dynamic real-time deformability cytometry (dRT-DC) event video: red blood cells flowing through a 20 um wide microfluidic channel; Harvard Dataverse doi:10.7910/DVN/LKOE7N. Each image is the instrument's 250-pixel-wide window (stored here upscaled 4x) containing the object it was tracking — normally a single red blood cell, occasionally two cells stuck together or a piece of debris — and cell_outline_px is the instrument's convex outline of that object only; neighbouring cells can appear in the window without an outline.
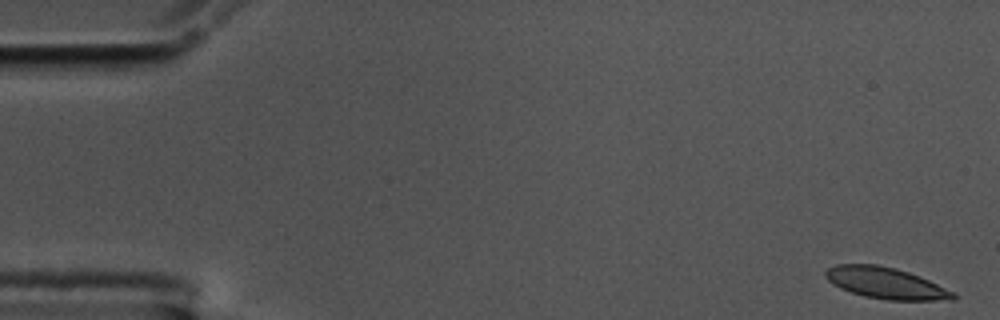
{"species": "common noctule bat (a hibernating species)", "species_latin": "Nyctalus noctula", "temperature_condition": "cold", "stored_images_in_passage": 56, "camera_frame_rate_fps": 3000, "um_per_image_px": 0.085, "animal": {"sex": "male", "body_mass_g": 17.5, "forearm_length_mm": 52.3}, "frame": {"image": 1, "passage_image": 1, "time_ms": 0.0, "image_size_px": [1000, 320], "cell_outline_px": [[956, 296], [952, 300], [888, 300], [864, 296], [840, 288], [832, 284], [824, 276], [824, 272], [828, 268], [836, 264], [876, 264], [896, 268], [920, 276], [956, 292]], "centroid_in_image_um": [75.29, 24.06], "position_along_channel_um": 9.7, "area_um2": 23.41}}
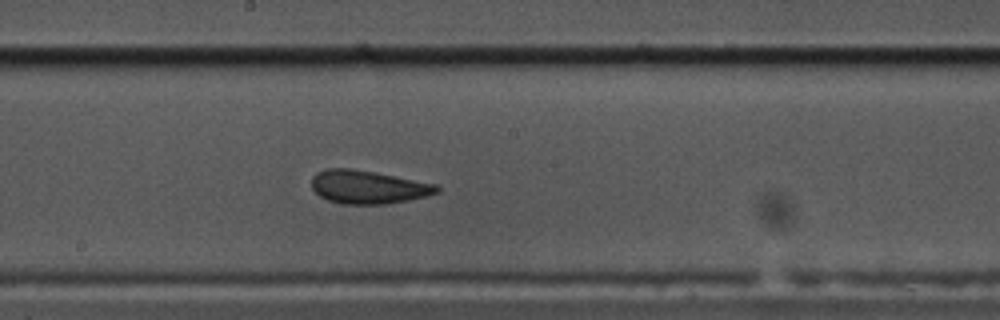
{"frame": {"image": 2, "passage_image": 30, "time_ms": 9.667, "image_size_px": [1000, 320], "cell_outline_px": [[440, 192], [428, 196], [388, 204], [340, 204], [328, 200], [320, 196], [312, 188], [312, 176], [316, 172], [324, 168], [352, 168], [440, 184]], "centroid_in_image_um": [31.32, 15.89], "position_along_channel_um": 216.9, "area_um2": 24.68}}
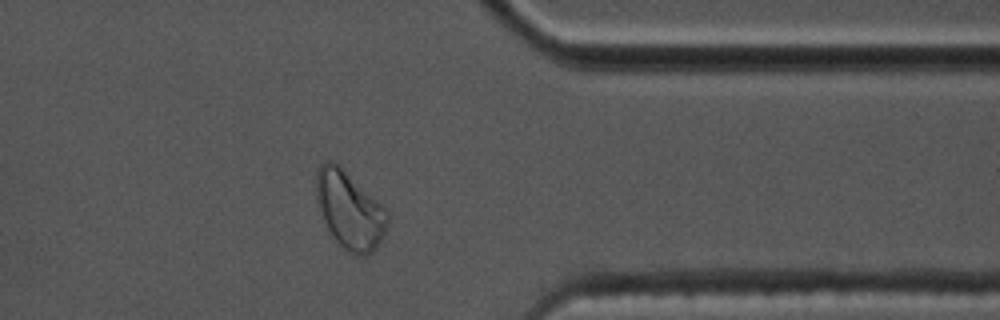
{"frame": {"image": 3, "passage_image": 45, "time_ms": 14.667, "image_size_px": [1000, 320], "cell_outline_px": [[388, 220], [384, 232], [376, 248], [372, 252], [364, 256], [352, 256], [340, 248], [336, 244], [324, 224], [316, 196], [316, 172], [320, 164], [324, 160], [332, 160], [340, 164], [384, 204], [388, 208]], "centroid_in_image_um": [29.71, 17.85], "position_along_channel_um": 381.7, "area_um2": 33.29}, "authors_computed_cell_mechanics": {"area_um2": 24.3338, "velocity_mm_per_s": 3.5025, "shape_relaxation_time_tau1_ms": 8.2817, "shape_relaxation_time_tau2_ms": 1.7462, "deformation_change_tau1": 0.1831, "deformation_change_tau2": 0.0668}}